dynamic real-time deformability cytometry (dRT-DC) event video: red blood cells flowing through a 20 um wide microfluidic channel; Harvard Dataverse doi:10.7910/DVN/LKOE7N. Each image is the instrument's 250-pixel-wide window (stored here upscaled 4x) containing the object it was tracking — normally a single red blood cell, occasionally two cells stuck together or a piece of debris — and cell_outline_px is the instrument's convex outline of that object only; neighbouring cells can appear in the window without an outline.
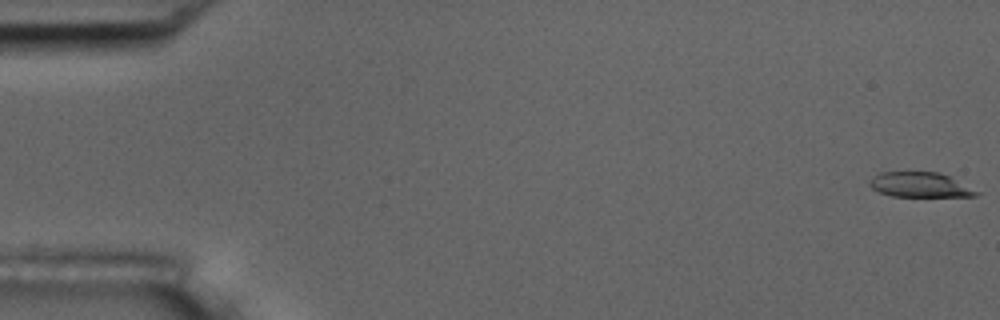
{"species": "common noctule bat (a hibernating species)", "species_latin": "Nyctalus noctula", "temperature_condition": "room temperature", "stored_images_in_passage": 13, "camera_frame_rate_fps": 3000, "um_per_image_px": 0.085, "animal": {"sex": "male", "body_mass_g": 17.5, "forearm_length_mm": 52.3}, "frame": {"image": 1, "passage_image": 1, "time_ms": 0.0, "image_size_px": [1000, 320], "cell_outline_px": [[980, 192], [976, 196], [892, 196], [880, 192], [872, 188], [868, 184], [868, 180], [872, 176], [880, 172], [936, 172], [948, 176]], "centroid_in_image_um": [78.13, 15.7], "position_along_channel_um": 6.9, "area_um2": 15.32}}